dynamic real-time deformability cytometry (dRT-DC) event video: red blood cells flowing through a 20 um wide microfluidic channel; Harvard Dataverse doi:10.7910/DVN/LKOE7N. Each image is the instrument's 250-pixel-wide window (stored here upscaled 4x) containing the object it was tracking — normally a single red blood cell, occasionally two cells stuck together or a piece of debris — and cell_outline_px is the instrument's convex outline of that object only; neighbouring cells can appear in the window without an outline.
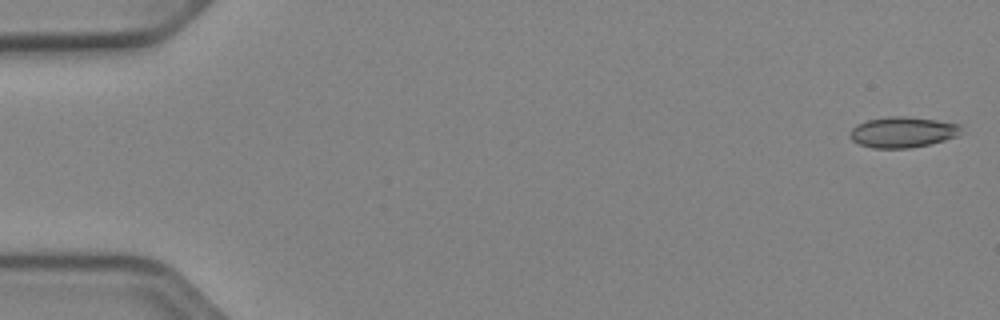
{"species": "Egyptian fruit bat (a non-hibernating species)", "species_latin": "Rousettus aegyptiacus", "temperature_condition": "cold", "stored_images_in_passage": 52, "camera_frame_rate_fps": 3000, "um_per_image_px": 0.085, "animal": {"sex": "female"}, "frame": {"image": 1, "passage_image": 1, "time_ms": 0.0, "image_size_px": [1000, 320], "cell_outline_px": [[960, 136], [912, 148], [872, 148], [860, 144], [852, 140], [848, 136], [848, 132], [856, 124], [868, 120], [888, 116], [904, 116], [936, 120], [960, 124]], "centroid_in_image_um": [76.7, 11.23], "position_along_channel_um": 8.3, "area_um2": 20.0}}
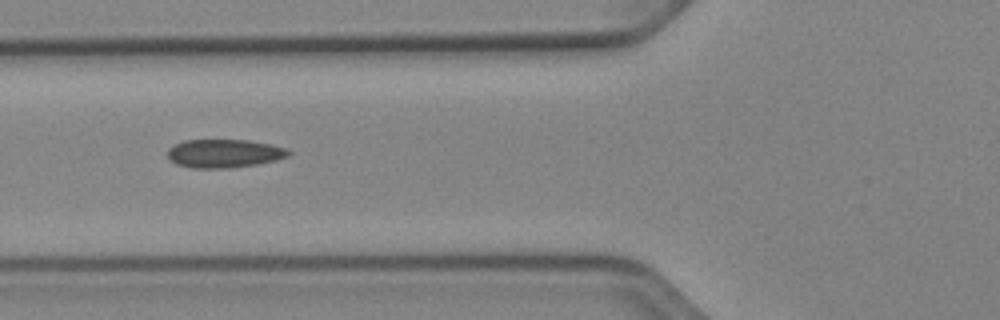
{"frame": {"image": 2, "passage_image": 20, "time_ms": 6.333, "image_size_px": [1000, 320], "cell_outline_px": [[292, 152], [288, 156], [276, 160], [256, 164], [228, 168], [192, 168], [176, 164], [168, 156], [168, 148], [172, 144], [184, 140], [248, 140], [272, 144], [288, 148]], "centroid_in_image_um": [19.07, 13.03], "position_along_channel_um": 106.7, "area_um2": 20.17}}
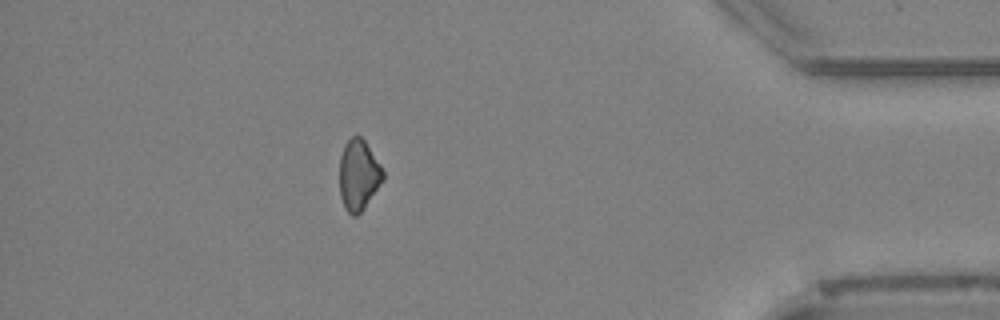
{"frame": {"image": 3, "passage_image": 46, "time_ms": 15.0, "image_size_px": [1000, 320], "cell_outline_px": [[384, 180], [364, 208], [356, 216], [352, 216], [344, 208], [340, 196], [340, 156], [344, 144], [352, 136], [360, 136], [364, 140], [380, 164], [384, 172]], "centroid_in_image_um": [30.48, 14.89], "position_along_channel_um": 404.7, "area_um2": 17.92}}